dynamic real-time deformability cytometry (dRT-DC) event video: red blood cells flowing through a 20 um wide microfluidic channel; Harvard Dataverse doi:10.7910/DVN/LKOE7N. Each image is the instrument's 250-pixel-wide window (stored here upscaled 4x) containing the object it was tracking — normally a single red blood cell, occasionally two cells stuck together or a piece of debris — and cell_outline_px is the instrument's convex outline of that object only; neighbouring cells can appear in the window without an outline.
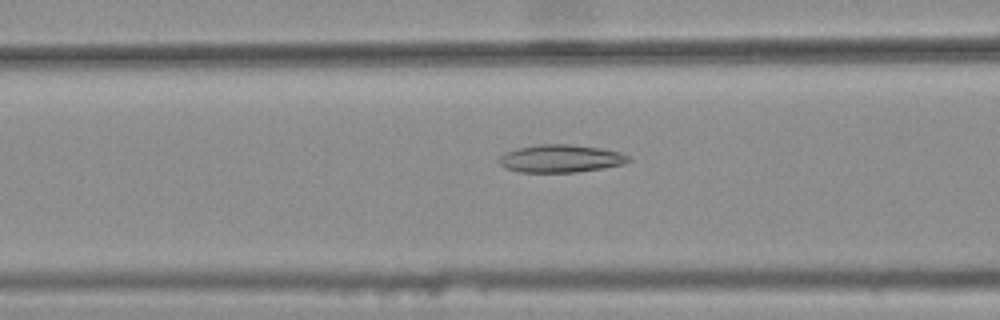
{"species": "common noctule bat (a hibernating species)", "species_latin": "Nyctalus noctula", "temperature_condition": "warm", "stored_images_in_passage": 47, "camera_frame_rate_fps": 3000, "um_per_image_px": 0.085, "animal": {"sex": "female", "body_mass_g": 25.1}, "frame": {"image": 1, "passage_image": 21, "time_ms": 6.667, "image_size_px": [1000, 320], "cell_outline_px": [[632, 160], [624, 164], [604, 168], [576, 172], [520, 172], [504, 168], [496, 160], [504, 152], [536, 144], [572, 144], [600, 148], [620, 152], [628, 156]], "centroid_in_image_um": [47.64, 13.48], "position_along_channel_um": 119.0, "area_um2": 21.1}}
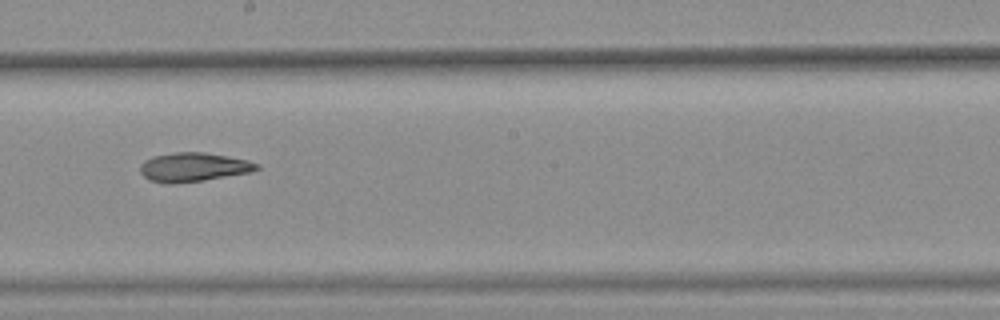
{"frame": {"image": 2, "passage_image": 30, "time_ms": 9.667, "image_size_px": [1000, 320], "cell_outline_px": [[260, 168], [248, 172], [204, 180], [172, 184], [164, 184], [148, 180], [140, 172], [140, 164], [144, 160], [152, 156], [176, 152], [204, 152], [228, 156], [248, 160], [260, 164]], "centroid_in_image_um": [16.4, 14.2], "position_along_channel_um": 231.8, "area_um2": 19.77}}
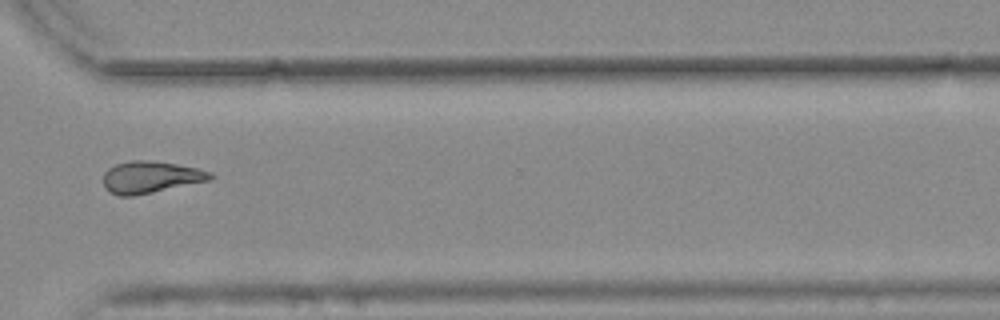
{"frame": {"image": 3, "passage_image": 40, "time_ms": 13.0, "image_size_px": [1000, 320], "cell_outline_px": [[216, 176], [212, 180], [136, 196], [120, 196], [108, 192], [104, 188], [104, 172], [108, 168], [116, 164], [132, 160], [148, 160], [176, 164], [196, 168], [212, 172]], "centroid_in_image_um": [12.82, 15.07], "position_along_channel_um": 357.8, "area_um2": 20.17}, "authors_computed_cell_mechanics": {"area_um2": 19.9988, "velocity_mm_per_s": 3.7685, "shape_relaxation_time_tau1_ms": null, "shape_relaxation_time_tau2_ms": 5.9725, "deformation_change_tau1": null, "deformation_change_tau2": 0.1383}}